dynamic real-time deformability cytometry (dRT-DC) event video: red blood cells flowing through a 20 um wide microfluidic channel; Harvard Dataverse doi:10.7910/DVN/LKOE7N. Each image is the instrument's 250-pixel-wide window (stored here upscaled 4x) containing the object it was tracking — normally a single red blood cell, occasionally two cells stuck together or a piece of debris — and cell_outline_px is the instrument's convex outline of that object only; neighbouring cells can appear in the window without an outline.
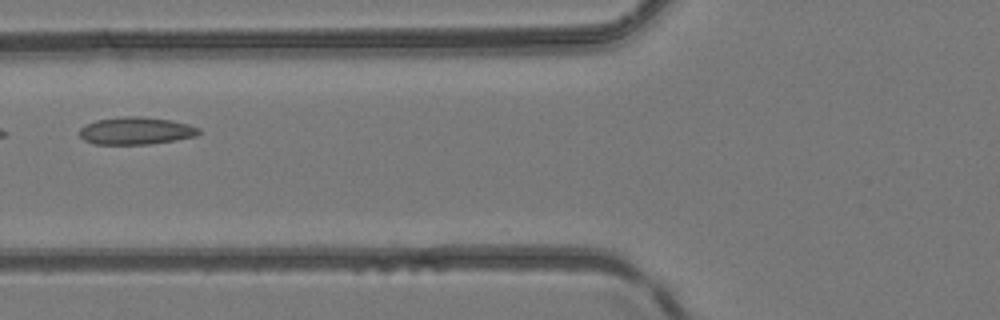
{"species": "common noctule bat (a hibernating species)", "species_latin": "Nyctalus noctula", "temperature_condition": "room temperature", "stored_images_in_passage": 5, "camera_frame_rate_fps": 3000, "um_per_image_px": 0.085, "animal": {"sex": "female", "body_mass_g": 24.6, "forearm_length_mm": 56.2}, "frame": {"image": 1, "passage_image": 5, "time_ms": 4.667, "image_size_px": [1000, 320], "cell_outline_px": [[200, 132], [196, 136], [176, 140], [148, 144], [96, 144], [84, 140], [80, 136], [80, 128], [96, 120], [124, 116], [140, 116], [172, 120], [188, 124], [200, 128]], "centroid_in_image_um": [11.58, 11.11], "position_along_channel_um": 114.2, "area_um2": 19.02}}